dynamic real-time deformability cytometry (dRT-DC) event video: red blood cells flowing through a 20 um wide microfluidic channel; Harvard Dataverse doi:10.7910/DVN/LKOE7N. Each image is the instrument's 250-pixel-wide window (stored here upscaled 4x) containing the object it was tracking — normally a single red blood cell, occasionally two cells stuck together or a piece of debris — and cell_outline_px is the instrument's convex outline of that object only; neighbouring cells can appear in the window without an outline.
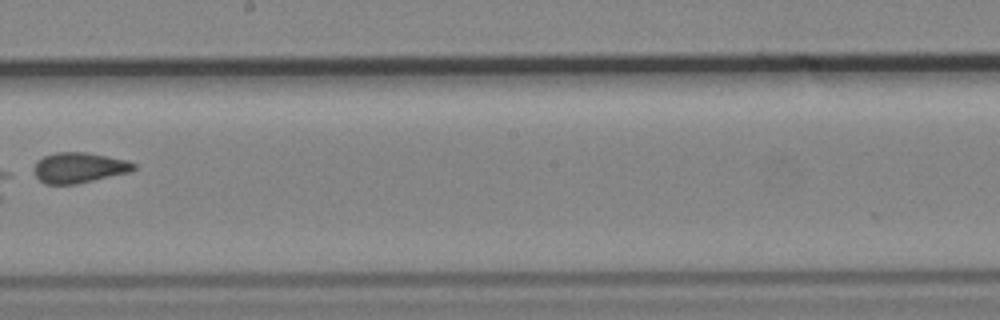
{"species": "common noctule bat (a hibernating species)", "species_latin": "Nyctalus noctula", "temperature_condition": "cold", "stored_images_in_passage": 6, "camera_frame_rate_fps": 3000, "um_per_image_px": 0.085, "animal": {"sex": "male", "body_mass_g": 19.2, "forearm_length_mm": 51.8}, "frame": {"image": 1, "passage_image": 6, "time_ms": 6.0, "image_size_px": [1000, 320], "cell_outline_px": [[136, 168], [132, 172], [76, 184], [44, 184], [36, 176], [36, 160], [44, 156], [56, 152], [88, 152], [128, 160], [136, 164]], "centroid_in_image_um": [6.77, 14.25], "position_along_channel_um": 241.4, "area_um2": 17.8}}